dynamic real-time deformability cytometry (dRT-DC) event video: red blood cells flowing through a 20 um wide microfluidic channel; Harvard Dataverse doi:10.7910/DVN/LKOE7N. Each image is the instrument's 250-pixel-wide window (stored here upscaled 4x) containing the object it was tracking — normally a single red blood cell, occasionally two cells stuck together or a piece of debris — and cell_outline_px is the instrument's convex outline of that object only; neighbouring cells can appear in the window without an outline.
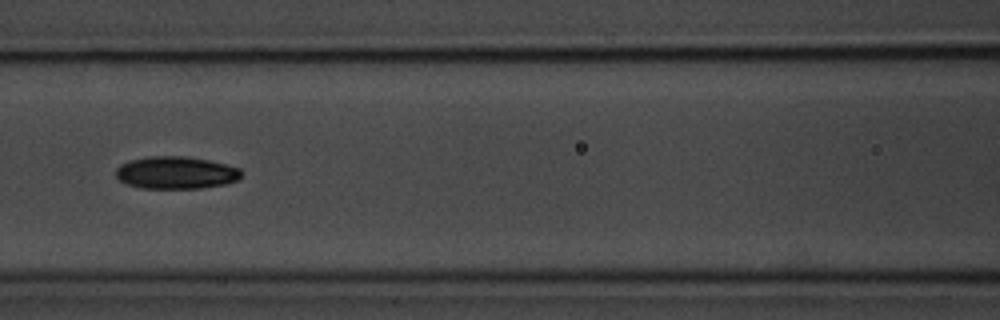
{"species": "common noctule bat (a hibernating species)", "species_latin": "Nyctalus noctula", "temperature_condition": "room temperature", "stored_images_in_passage": 8, "camera_frame_rate_fps": 3000, "um_per_image_px": 0.085, "animal": {"sex": "male", "body_mass_g": 20.1, "forearm_length_mm": 53.5}, "frame": {"image": 1, "passage_image": 6, "time_ms": 5.667, "image_size_px": [1000, 320], "cell_outline_px": [[244, 172], [240, 180], [224, 184], [200, 188], [140, 188], [128, 184], [120, 180], [116, 176], [116, 168], [120, 164], [128, 160], [148, 156], [184, 156], [208, 160], [240, 168]], "centroid_in_image_um": [14.97, 14.67], "position_along_channel_um": 151.6, "area_um2": 23.87}}
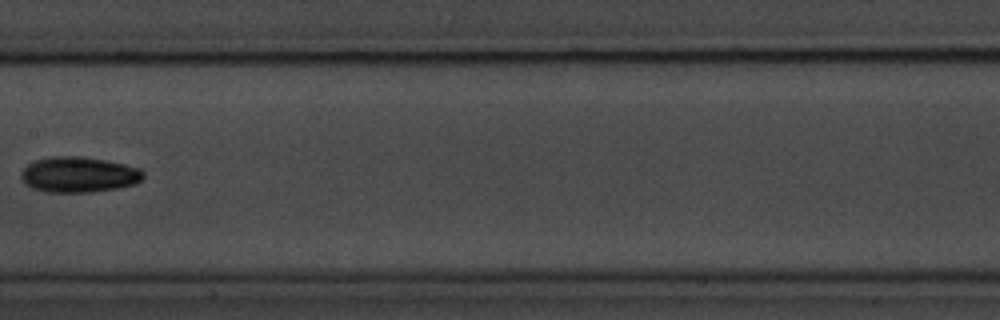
{"frame": {"image": 2, "passage_image": 7, "time_ms": 7.0, "image_size_px": [1000, 320], "cell_outline_px": [[144, 176], [136, 184], [116, 188], [88, 192], [48, 192], [32, 188], [24, 184], [20, 180], [20, 176], [24, 168], [28, 164], [36, 160], [52, 156], [80, 156], [104, 160], [124, 164], [140, 168], [144, 172]], "centroid_in_image_um": [6.67, 14.84], "position_along_channel_um": 200.7, "area_um2": 25.32}}